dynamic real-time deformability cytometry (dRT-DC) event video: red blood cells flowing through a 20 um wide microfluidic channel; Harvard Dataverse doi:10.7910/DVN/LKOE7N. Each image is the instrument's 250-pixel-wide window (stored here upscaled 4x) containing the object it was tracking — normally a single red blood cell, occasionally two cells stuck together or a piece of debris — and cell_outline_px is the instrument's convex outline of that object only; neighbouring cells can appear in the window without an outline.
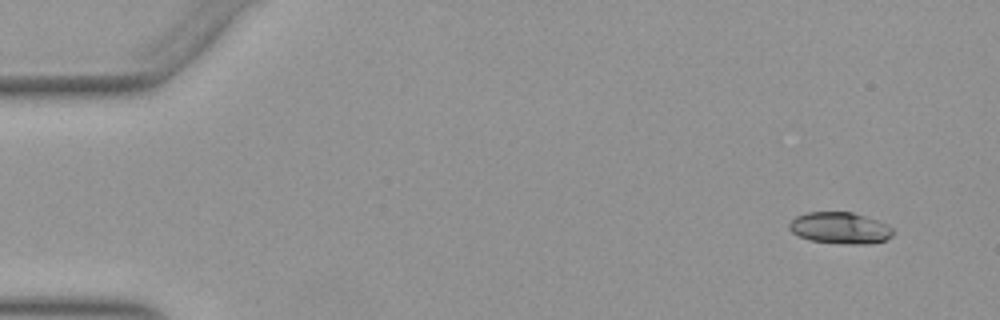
{"species": "Egyptian fruit bat (a non-hibernating species)", "species_latin": "Rousettus aegyptiacus", "temperature_condition": "warm", "stored_images_in_passage": 10, "camera_frame_rate_fps": 3000, "um_per_image_px": 0.085, "animal": {"sex": "female"}, "frame": {"image": 1, "passage_image": 4, "time_ms": 1.0, "image_size_px": [1000, 320], "cell_outline_px": [[896, 232], [892, 236], [884, 240], [872, 244], [844, 244], [808, 240], [792, 232], [788, 228], [788, 224], [796, 216], [808, 212], [852, 212], [888, 224]], "centroid_in_image_um": [71.42, 19.39], "position_along_channel_um": 13.6, "area_um2": 19.19}}